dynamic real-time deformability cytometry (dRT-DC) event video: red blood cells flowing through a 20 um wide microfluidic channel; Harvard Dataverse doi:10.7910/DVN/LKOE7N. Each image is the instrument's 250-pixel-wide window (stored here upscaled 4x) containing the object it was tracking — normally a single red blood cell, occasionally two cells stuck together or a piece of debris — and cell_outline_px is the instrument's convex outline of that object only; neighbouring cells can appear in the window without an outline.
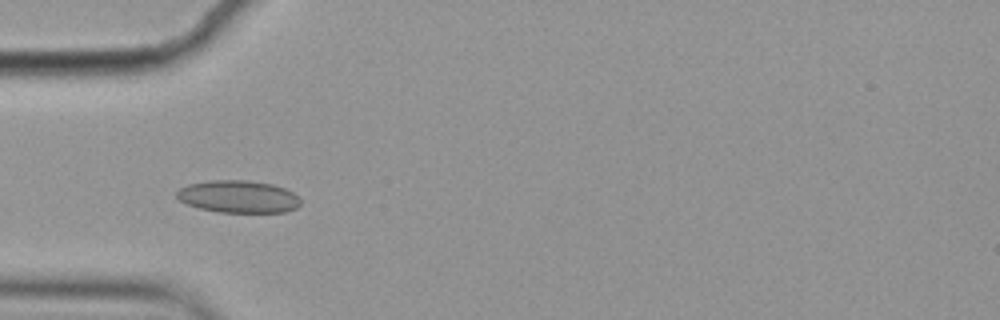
{"species": "common noctule bat (a hibernating species)", "species_latin": "Nyctalus noctula", "temperature_condition": "cold", "stored_images_in_passage": 5, "camera_frame_rate_fps": 3000, "um_per_image_px": 0.085, "animal": {"sex": "female", "body_mass_g": 19.9}, "frame": {"image": 1, "passage_image": 2, "time_ms": 0.333, "image_size_px": [1000, 320], "cell_outline_px": [[300, 204], [296, 208], [284, 212], [220, 212], [200, 208], [188, 204], [180, 200], [176, 196], [176, 192], [180, 188], [188, 184], [208, 180], [244, 180], [272, 184], [284, 188], [300, 196]], "centroid_in_image_um": [20.27, 16.71], "position_along_channel_um": 64.7, "area_um2": 23.29}}
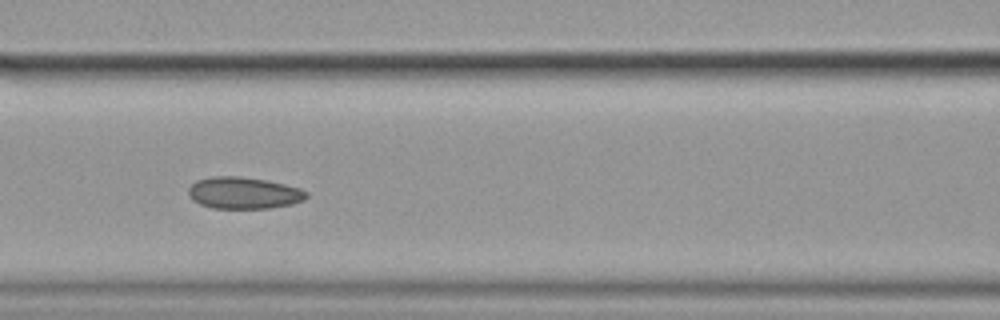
{"frame": {"image": 2, "passage_image": 4, "time_ms": 1.0, "image_size_px": [1000, 320], "cell_outline_px": [[308, 196], [304, 200], [292, 204], [268, 208], [212, 208], [200, 204], [192, 200], [188, 196], [188, 188], [196, 180], [212, 176], [240, 176], [268, 180], [300, 188], [308, 192]], "centroid_in_image_um": [20.7, 16.39], "position_along_channel_um": 145.9, "area_um2": 22.02}}
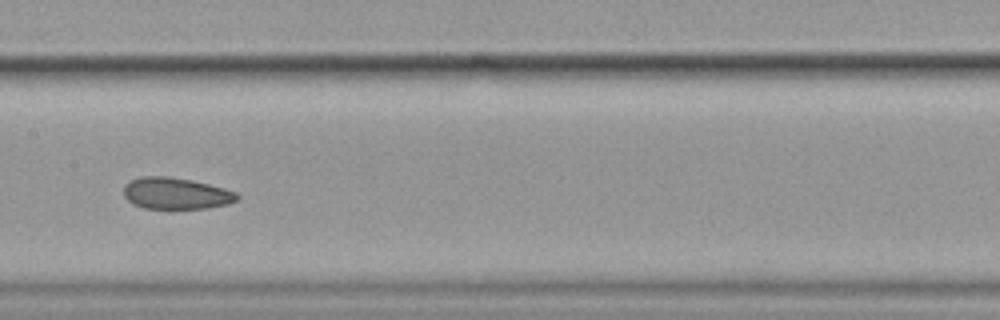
{"frame": {"image": 3, "passage_image": 5, "time_ms": 1.333, "image_size_px": [1000, 320], "cell_outline_px": [[240, 196], [236, 200], [228, 204], [208, 208], [168, 212], [144, 208], [132, 204], [124, 196], [124, 184], [140, 176], [168, 176], [192, 180], [224, 188], [236, 192]], "centroid_in_image_um": [14.94, 16.49], "position_along_channel_um": 192.5, "area_um2": 21.79}}